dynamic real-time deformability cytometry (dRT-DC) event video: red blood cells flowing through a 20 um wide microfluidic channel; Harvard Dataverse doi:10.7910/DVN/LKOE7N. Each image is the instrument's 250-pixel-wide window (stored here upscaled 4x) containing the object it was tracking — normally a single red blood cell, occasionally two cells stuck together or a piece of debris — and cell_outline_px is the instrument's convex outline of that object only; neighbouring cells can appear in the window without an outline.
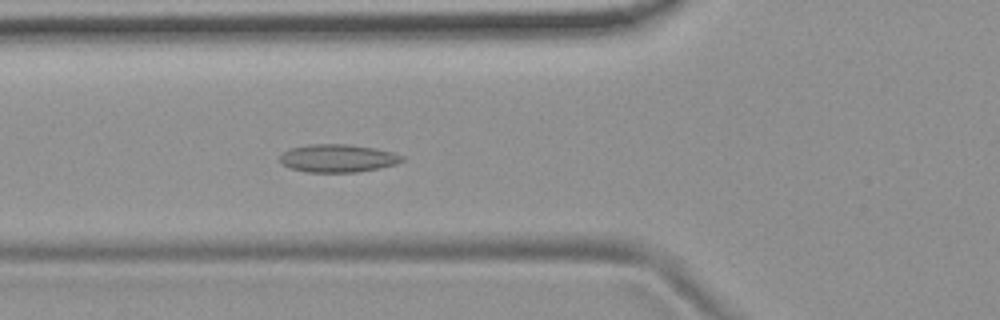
{"species": "common noctule bat (a hibernating species)", "species_latin": "Nyctalus noctula", "temperature_condition": "room temperature", "stored_images_in_passage": 53, "camera_frame_rate_fps": 3000, "um_per_image_px": 0.085, "animal": {"sex": "female", "body_mass_g": 19.9}, "frame": {"image": 1, "passage_image": 19, "time_ms": 6.0, "image_size_px": [1000, 320], "cell_outline_px": [[404, 160], [396, 164], [380, 168], [356, 172], [308, 172], [288, 168], [280, 160], [280, 156], [288, 148], [308, 144], [348, 144], [376, 148], [392, 152], [404, 156]], "centroid_in_image_um": [28.71, 13.44], "position_along_channel_um": 97.1, "area_um2": 20.0}}
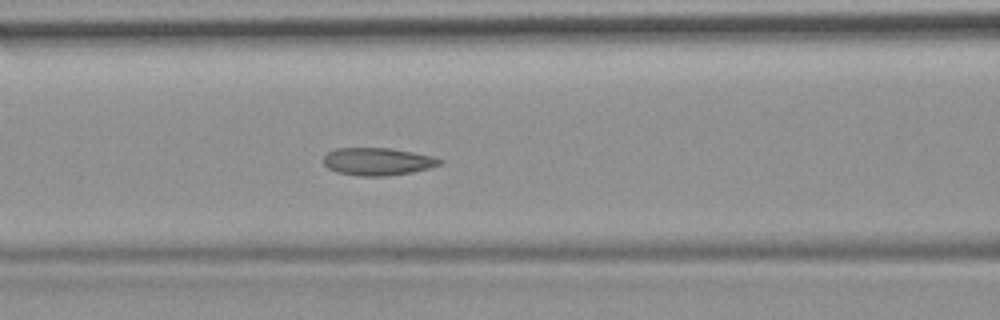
{"frame": {"image": 2, "passage_image": 22, "time_ms": 7.0, "image_size_px": [1000, 320], "cell_outline_px": [[444, 160], [440, 164], [432, 168], [412, 172], [384, 176], [360, 176], [336, 172], [328, 168], [324, 164], [324, 156], [328, 152], [336, 148], [392, 148], [432, 156]], "centroid_in_image_um": [32.11, 13.73], "position_along_channel_um": 134.5, "area_um2": 18.73}}
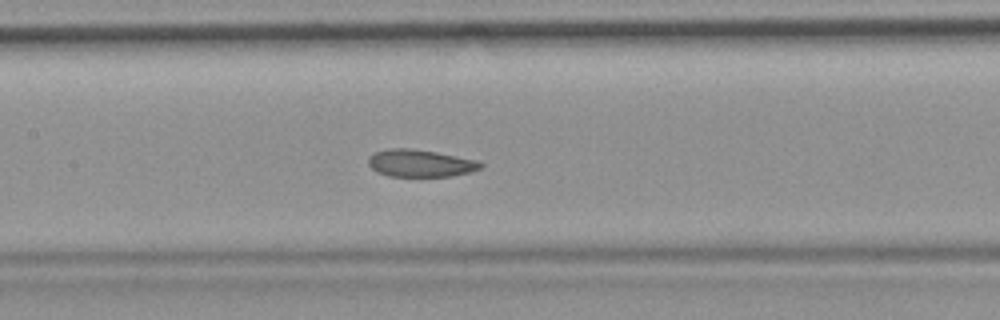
{"frame": {"image": 3, "passage_image": 25, "time_ms": 8.0, "image_size_px": [1000, 320], "cell_outline_px": [[484, 164], [480, 168], [468, 172], [452, 176], [388, 176], [376, 172], [368, 164], [368, 156], [372, 152], [392, 148], [408, 148], [436, 152], [476, 160]], "centroid_in_image_um": [35.66, 13.87], "position_along_channel_um": 171.7, "area_um2": 17.8}, "authors_computed_cell_mechanics": {"area_um2": 19.1318, "velocity_mm_per_s": 3.7249, "shape_relaxation_time_tau1_ms": null, "shape_relaxation_time_tau2_ms": 1.8562, "deformation_change_tau1": null, "deformation_change_tau2": 0.0815}}